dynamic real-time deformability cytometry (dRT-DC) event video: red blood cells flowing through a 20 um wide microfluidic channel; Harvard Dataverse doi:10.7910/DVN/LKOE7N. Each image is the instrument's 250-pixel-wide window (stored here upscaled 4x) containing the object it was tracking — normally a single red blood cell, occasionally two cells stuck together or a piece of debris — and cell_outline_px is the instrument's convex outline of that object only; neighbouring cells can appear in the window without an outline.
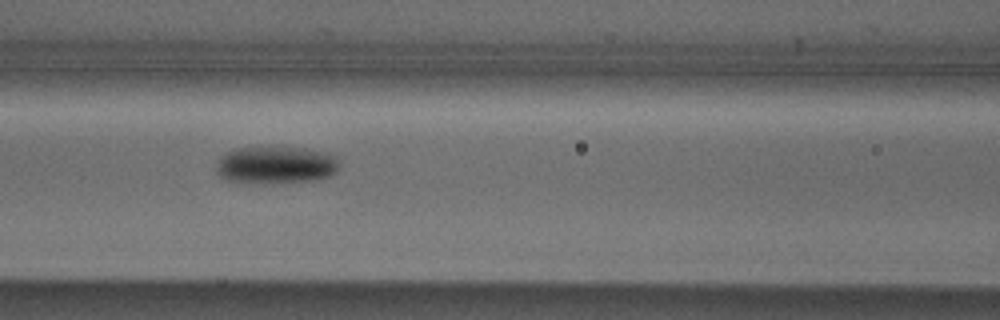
{"species": "Egyptian fruit bat (a non-hibernating species)", "species_latin": "Rousettus aegyptiacus", "temperature_condition": "cold", "stored_images_in_passage": 7, "camera_frame_rate_fps": 3000, "um_per_image_px": 0.085, "animal": {"sex": "male"}, "frame": {"image": 1, "passage_image": 6, "time_ms": 5.667, "image_size_px": [1000, 320], "cell_outline_px": [[340, 168], [336, 172], [328, 176], [316, 180], [228, 180], [220, 176], [216, 172], [216, 164], [220, 156], [236, 148], [304, 148], [328, 152], [336, 156], [340, 160]], "centroid_in_image_um": [23.52, 13.97], "position_along_channel_um": 143.1, "area_um2": 25.78}}
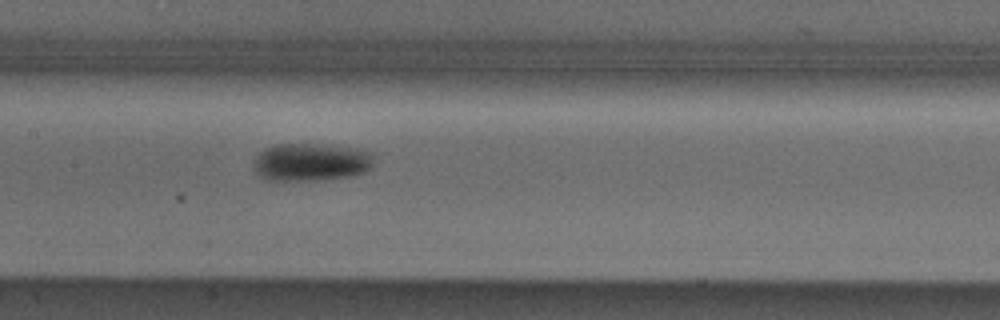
{"frame": {"image": 2, "passage_image": 7, "time_ms": 6.667, "image_size_px": [1000, 320], "cell_outline_px": [[372, 168], [364, 172], [352, 176], [320, 180], [268, 180], [260, 176], [252, 168], [252, 164], [256, 156], [260, 152], [272, 144], [324, 144], [356, 148], [372, 152]], "centroid_in_image_um": [26.42, 13.77], "position_along_channel_um": 181.0, "area_um2": 26.82}}